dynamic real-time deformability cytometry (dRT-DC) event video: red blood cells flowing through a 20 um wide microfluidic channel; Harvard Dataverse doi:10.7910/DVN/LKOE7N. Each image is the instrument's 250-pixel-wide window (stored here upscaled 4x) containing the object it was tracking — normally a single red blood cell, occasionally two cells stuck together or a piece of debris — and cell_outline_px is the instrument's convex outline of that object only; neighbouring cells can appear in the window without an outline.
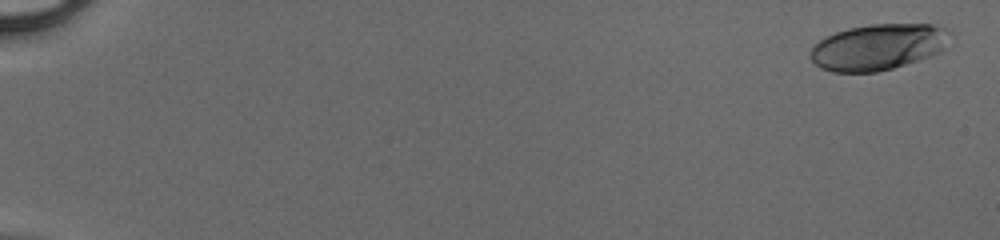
{"species": "human", "species_latin": "Homo sapiens", "temperature_condition": "cold", "stored_images_in_passage": 50, "camera_frame_rate_fps": 3000, "um_per_image_px": 0.085, "donor": {"sex": "male"}, "frame": {"image": 1, "passage_image": 2, "time_ms": 0.333, "image_size_px": [1000, 240], "cell_outline_px": [[948, 32], [940, 52], [892, 68], [876, 72], [832, 72], [820, 68], [812, 60], [812, 48], [820, 40], [836, 32], [848, 28], [872, 24], [932, 24], [948, 28]], "centroid_in_image_um": [74.61, 3.99], "position_along_channel_um": 10.4, "area_um2": 36.76}}
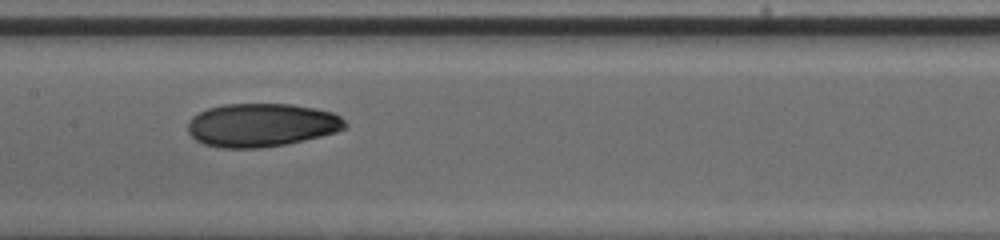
{"frame": {"image": 2, "passage_image": 28, "time_ms": 9.0, "image_size_px": [1000, 240], "cell_outline_px": [[348, 128], [336, 132], [304, 140], [284, 144], [260, 148], [220, 148], [204, 144], [196, 140], [188, 132], [188, 120], [192, 116], [208, 108], [224, 104], [292, 104], [316, 108], [332, 112], [340, 116], [348, 124]], "centroid_in_image_um": [22.24, 10.63], "position_along_channel_um": 185.2, "area_um2": 39.94}}
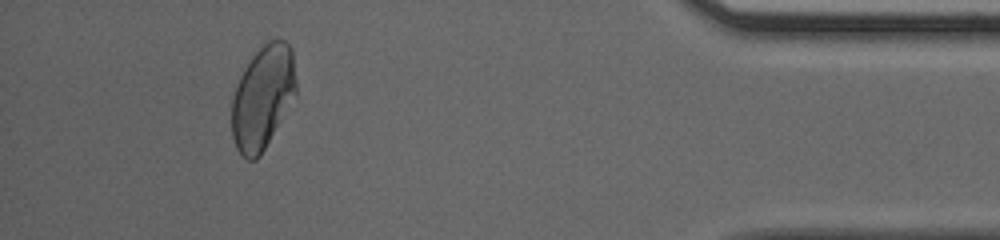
{"frame": {"image": 3, "passage_image": 47, "time_ms": 15.333, "image_size_px": [1000, 240], "cell_outline_px": [[296, 96], [260, 156], [256, 160], [248, 160], [236, 148], [232, 136], [232, 100], [236, 84], [244, 68], [252, 56], [268, 40], [284, 40], [292, 48], [296, 84]], "centroid_in_image_um": [22.33, 8.27], "position_along_channel_um": 412.9, "area_um2": 38.78}}